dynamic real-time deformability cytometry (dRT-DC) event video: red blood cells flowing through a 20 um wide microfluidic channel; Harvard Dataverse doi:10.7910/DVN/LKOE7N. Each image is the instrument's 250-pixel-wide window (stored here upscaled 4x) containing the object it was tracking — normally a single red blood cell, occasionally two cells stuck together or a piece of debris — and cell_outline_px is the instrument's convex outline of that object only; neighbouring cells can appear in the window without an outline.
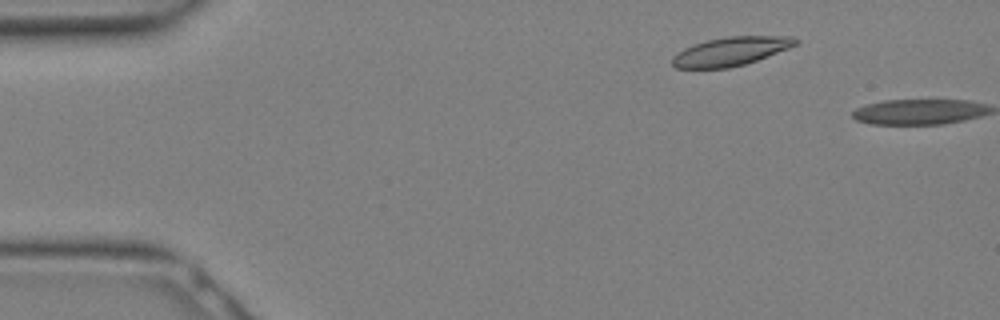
{"species": "Egyptian fruit bat (a non-hibernating species)", "species_latin": "Rousettus aegyptiacus", "temperature_condition": "warm", "stored_images_in_passage": 5, "camera_frame_rate_fps": 3000, "um_per_image_px": 0.085, "animal": {"sex": "female"}, "frame": {"image": 1, "passage_image": 4, "time_ms": 1.0, "image_size_px": [1000, 320], "cell_outline_px": [[800, 40], [796, 44], [788, 48], [756, 60], [744, 64], [728, 68], [676, 68], [672, 64], [672, 56], [676, 52], [684, 48], [708, 40], [728, 36], [792, 36]], "centroid_in_image_um": [62.1, 4.36], "position_along_channel_um": 22.9, "area_um2": 20.4}}